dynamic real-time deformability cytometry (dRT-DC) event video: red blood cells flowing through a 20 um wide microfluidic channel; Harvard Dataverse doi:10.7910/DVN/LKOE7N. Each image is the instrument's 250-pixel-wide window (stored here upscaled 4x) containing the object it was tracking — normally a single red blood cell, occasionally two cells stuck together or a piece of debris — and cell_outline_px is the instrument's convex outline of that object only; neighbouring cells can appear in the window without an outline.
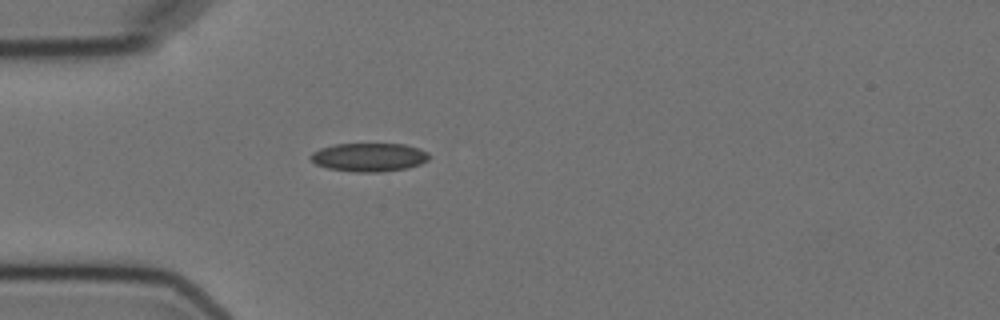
{"species": "Egyptian fruit bat (a non-hibernating species)", "species_latin": "Rousettus aegyptiacus", "temperature_condition": "cold", "stored_images_in_passage": 5, "camera_frame_rate_fps": 3000, "um_per_image_px": 0.085, "animal": {"sex": "female"}, "frame": {"image": 1, "passage_image": 5, "time_ms": 4.667, "image_size_px": [1000, 320], "cell_outline_px": [[432, 156], [428, 160], [420, 164], [408, 168], [380, 172], [356, 172], [328, 168], [316, 164], [308, 156], [312, 152], [320, 148], [336, 144], [404, 144], [420, 148], [428, 152]], "centroid_in_image_um": [31.4, 13.36], "position_along_channel_um": 53.6, "area_um2": 19.83}}